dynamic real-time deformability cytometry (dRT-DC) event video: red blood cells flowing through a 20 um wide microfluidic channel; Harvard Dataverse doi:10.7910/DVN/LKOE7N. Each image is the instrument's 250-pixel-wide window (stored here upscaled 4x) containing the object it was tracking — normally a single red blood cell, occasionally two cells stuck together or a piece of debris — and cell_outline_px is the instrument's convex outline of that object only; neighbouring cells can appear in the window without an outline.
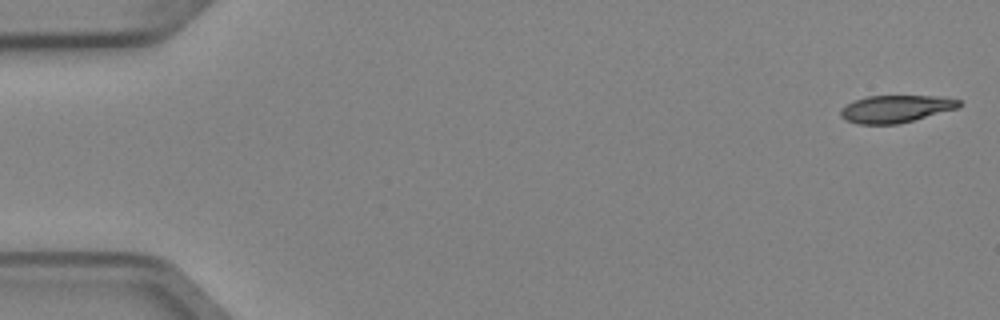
{"species": "Egyptian fruit bat (a non-hibernating species)", "species_latin": "Rousettus aegyptiacus", "temperature_condition": "cold", "stored_images_in_passage": 5, "camera_frame_rate_fps": 3000, "um_per_image_px": 0.085, "animal": {"sex": "female"}, "frame": {"image": 1, "passage_image": 1, "time_ms": 0.0, "image_size_px": [1000, 320], "cell_outline_px": [[960, 104], [956, 108], [912, 120], [896, 124], [860, 124], [844, 120], [840, 116], [840, 108], [856, 100], [868, 96], [940, 96], [960, 100]], "centroid_in_image_um": [76.08, 9.25], "position_along_channel_um": 8.9, "area_um2": 18.55}}
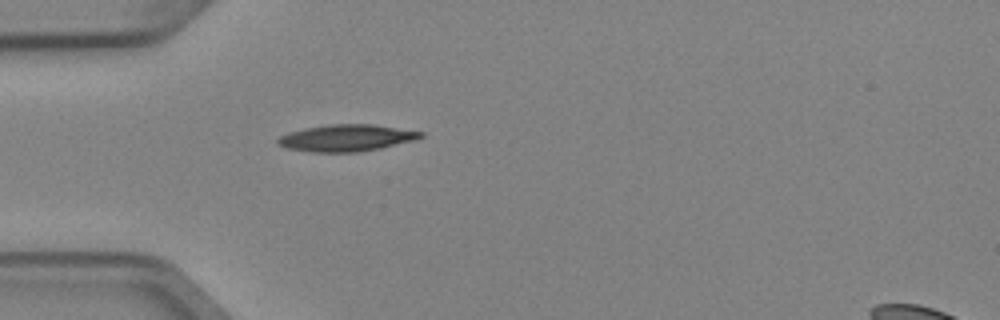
{"frame": {"image": 2, "passage_image": 5, "time_ms": 1.333, "image_size_px": [1000, 320], "cell_outline_px": [[424, 136], [416, 140], [380, 148], [360, 152], [312, 152], [288, 148], [276, 144], [276, 140], [280, 136], [304, 128], [328, 124], [372, 124], [424, 132]], "centroid_in_image_um": [29.46, 11.72], "position_along_channel_um": 55.5, "area_um2": 22.25}}